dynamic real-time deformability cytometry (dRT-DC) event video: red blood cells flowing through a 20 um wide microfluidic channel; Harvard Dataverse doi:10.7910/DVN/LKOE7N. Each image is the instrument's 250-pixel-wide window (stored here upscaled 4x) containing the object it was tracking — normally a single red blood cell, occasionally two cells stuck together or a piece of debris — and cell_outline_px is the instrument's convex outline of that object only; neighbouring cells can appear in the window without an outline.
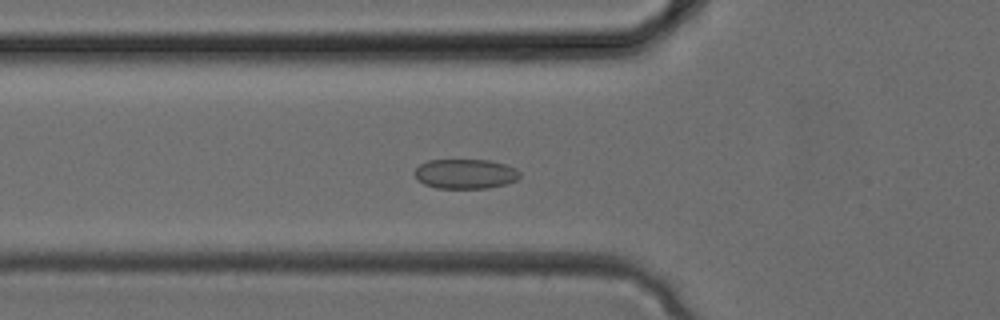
{"species": "common noctule bat (a hibernating species)", "species_latin": "Nyctalus noctula", "temperature_condition": "cold", "stored_images_in_passage": 33, "camera_frame_rate_fps": 3000, "um_per_image_px": 0.085, "animal": {"sex": "female", "body_mass_g": 24.6, "forearm_length_mm": 56.2}, "frame": {"image": 1, "passage_image": 11, "time_ms": 3.333, "image_size_px": [1000, 320], "cell_outline_px": [[520, 176], [516, 180], [504, 184], [488, 188], [436, 188], [424, 184], [416, 180], [416, 168], [420, 164], [428, 160], [488, 160], [504, 164], [516, 168], [520, 172]], "centroid_in_image_um": [39.55, 14.78], "position_along_channel_um": 86.3, "area_um2": 18.15}}
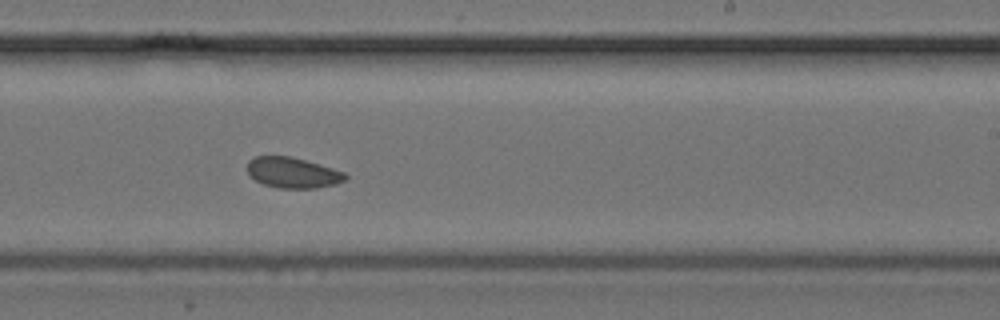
{"frame": {"image": 2, "passage_image": 20, "time_ms": 6.333, "image_size_px": [1000, 320], "cell_outline_px": [[348, 176], [344, 180], [336, 184], [316, 188], [276, 188], [264, 184], [248, 176], [248, 160], [256, 156], [292, 156], [320, 164], [344, 172]], "centroid_in_image_um": [24.87, 14.67], "position_along_channel_um": 264.1, "area_um2": 17.57}}
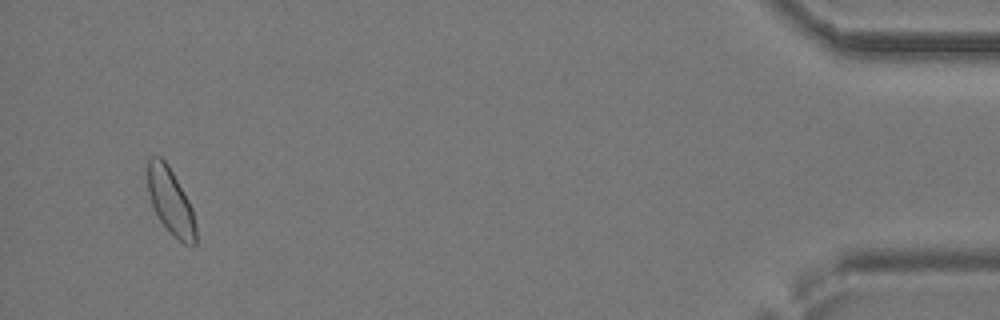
{"frame": {"image": 3, "passage_image": 32, "time_ms": 10.333, "image_size_px": [1000, 320], "cell_outline_px": [[196, 244], [184, 244], [168, 232], [160, 220], [152, 204], [148, 192], [148, 160], [152, 156], [160, 156], [168, 164], [188, 200], [192, 208], [196, 228]], "centroid_in_image_um": [14.5, 17.13], "position_along_channel_um": 420.7, "area_um2": 18.38}}